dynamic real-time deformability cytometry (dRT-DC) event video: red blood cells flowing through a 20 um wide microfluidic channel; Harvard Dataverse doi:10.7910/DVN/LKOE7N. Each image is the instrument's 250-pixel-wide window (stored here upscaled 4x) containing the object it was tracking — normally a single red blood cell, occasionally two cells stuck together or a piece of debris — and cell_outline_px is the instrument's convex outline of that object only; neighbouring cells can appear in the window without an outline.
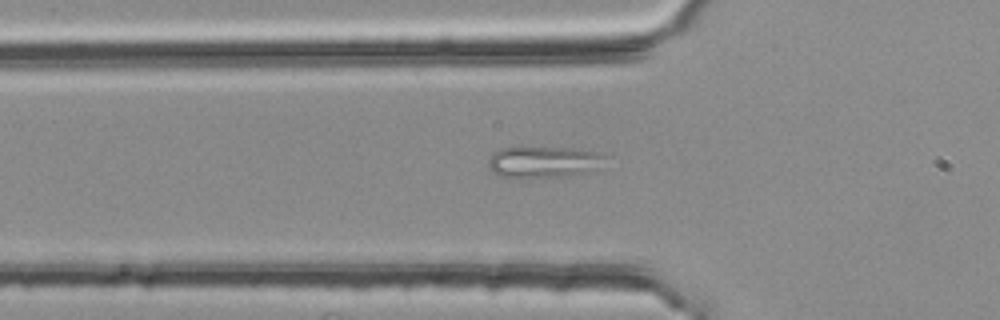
{"species": "common noctule bat (a hibernating species)", "species_latin": "Nyctalus noctula", "temperature_condition": "room temperature", "stored_images_in_passage": 44, "camera_frame_rate_fps": 3000, "um_per_image_px": 0.085, "animal": {"sex": "female", "body_mass_g": 25.1}, "frame": {"image": 1, "passage_image": 7, "time_ms": 2.0, "image_size_px": [1000, 320], "cell_outline_px": [[612, 156], [596, 168], [584, 172], [568, 176], [520, 180], [500, 176], [492, 172], [488, 168], [488, 160], [500, 148], [572, 148], [600, 152]], "centroid_in_image_um": [46.22, 13.8], "position_along_channel_um": 79.6, "area_um2": 21.96}}